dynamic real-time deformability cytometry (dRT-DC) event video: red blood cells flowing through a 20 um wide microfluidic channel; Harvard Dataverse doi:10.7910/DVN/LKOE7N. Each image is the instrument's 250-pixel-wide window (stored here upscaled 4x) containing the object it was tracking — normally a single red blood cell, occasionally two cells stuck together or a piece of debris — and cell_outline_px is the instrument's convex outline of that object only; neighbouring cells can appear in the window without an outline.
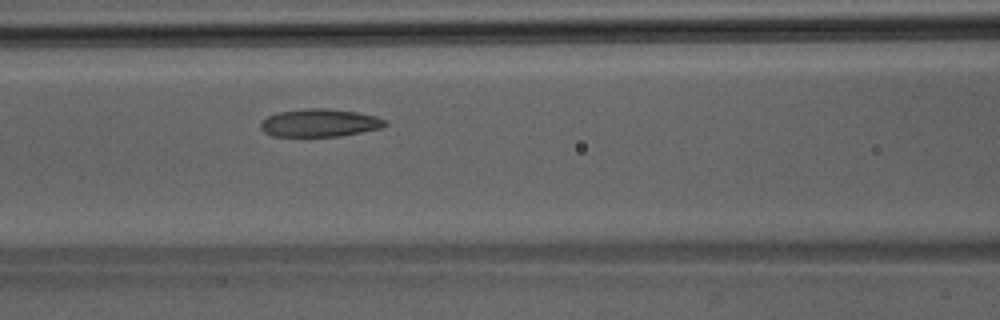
{"species": "Egyptian fruit bat (a non-hibernating species)", "species_latin": "Rousettus aegyptiacus", "temperature_condition": "room temperature", "stored_images_in_passage": 38, "camera_frame_rate_fps": 3000, "um_per_image_px": 0.085, "animal": {"sex": "male"}, "frame": {"image": 1, "passage_image": 13, "time_ms": 4.0, "image_size_px": [1000, 320], "cell_outline_px": [[388, 124], [380, 128], [340, 136], [272, 136], [264, 132], [260, 128], [260, 120], [276, 112], [308, 108], [328, 108], [356, 112], [376, 116], [388, 120]], "centroid_in_image_um": [27.15, 10.43], "position_along_channel_um": 139.5, "area_um2": 20.35}}
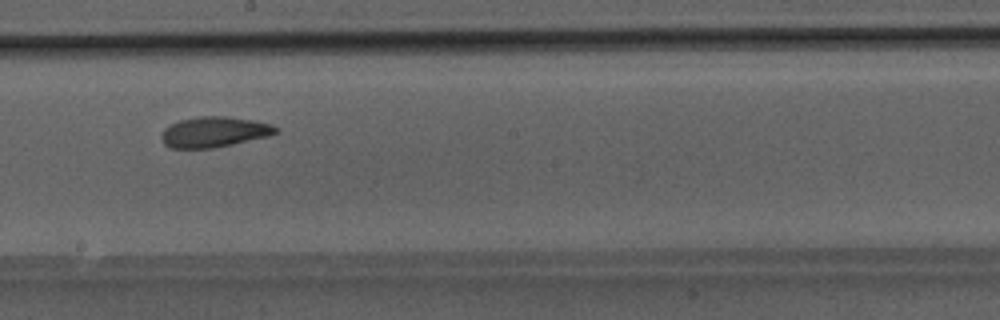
{"frame": {"image": 2, "passage_image": 19, "time_ms": 6.0, "image_size_px": [1000, 320], "cell_outline_px": [[280, 132], [268, 136], [232, 144], [212, 148], [172, 148], [164, 144], [160, 136], [164, 128], [180, 120], [200, 116], [224, 116], [252, 120], [272, 124]], "centroid_in_image_um": [18.19, 11.21], "position_along_channel_um": 230.0, "area_um2": 20.17}}
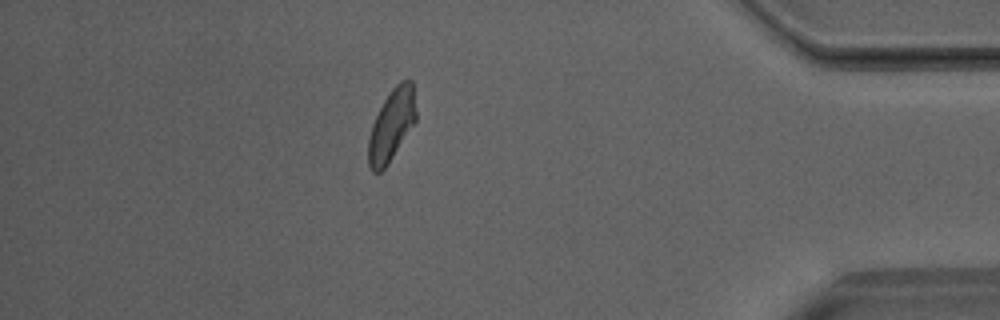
{"frame": {"image": 3, "passage_image": 33, "time_ms": 10.667, "image_size_px": [1000, 320], "cell_outline_px": [[416, 120], [384, 168], [380, 172], [372, 172], [368, 168], [368, 136], [372, 124], [388, 92], [400, 80], [412, 80], [416, 112]], "centroid_in_image_um": [33.26, 10.61], "position_along_channel_um": 401.9, "area_um2": 19.65}}